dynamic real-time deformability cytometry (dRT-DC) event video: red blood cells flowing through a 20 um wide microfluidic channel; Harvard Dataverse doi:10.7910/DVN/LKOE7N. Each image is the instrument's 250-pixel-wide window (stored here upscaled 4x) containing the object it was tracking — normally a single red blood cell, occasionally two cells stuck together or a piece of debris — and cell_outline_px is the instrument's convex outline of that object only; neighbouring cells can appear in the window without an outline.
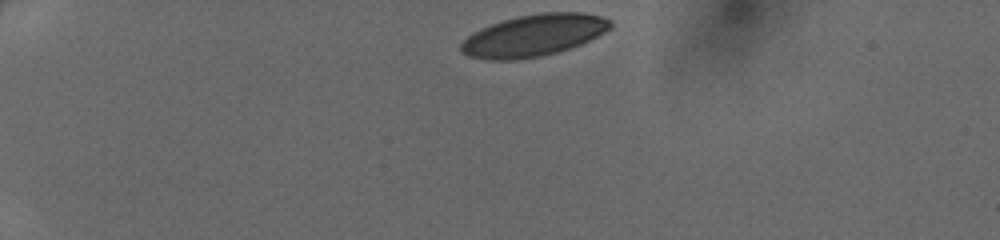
{"species": "human", "species_latin": "Homo sapiens", "temperature_condition": "cold", "stored_images_in_passage": 38, "camera_frame_rate_fps": 3000, "um_per_image_px": 0.085, "donor": {"sex": "female"}, "frame": {"image": 1, "passage_image": 1, "time_ms": 0.0, "image_size_px": [1000, 240], "cell_outline_px": [[612, 28], [580, 44], [556, 52], [540, 56], [520, 60], [488, 60], [468, 56], [460, 52], [460, 44], [472, 32], [480, 28], [504, 20], [520, 16], [540, 12], [580, 12], [600, 16], [612, 20]], "centroid_in_image_um": [45.34, 3.01], "position_along_channel_um": 39.7, "area_um2": 36.3}}
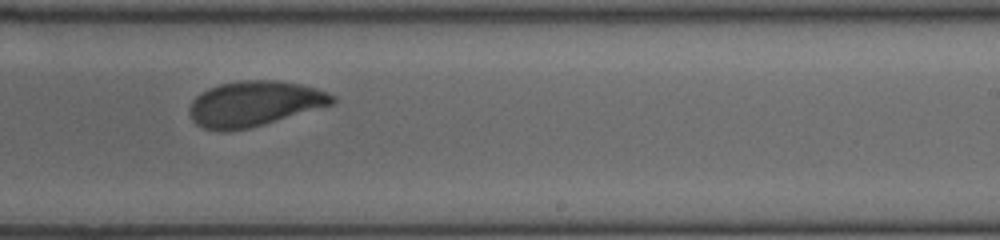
{"frame": {"image": 2, "passage_image": 22, "time_ms": 7.0, "image_size_px": [1000, 240], "cell_outline_px": [[336, 104], [264, 124], [248, 128], [228, 132], [224, 132], [204, 128], [196, 124], [192, 120], [188, 112], [188, 108], [192, 100], [196, 96], [208, 88], [220, 84], [244, 80], [280, 80], [300, 84], [316, 88], [328, 92], [336, 96]], "centroid_in_image_um": [21.64, 8.82], "position_along_channel_um": 267.4, "area_um2": 38.09}}
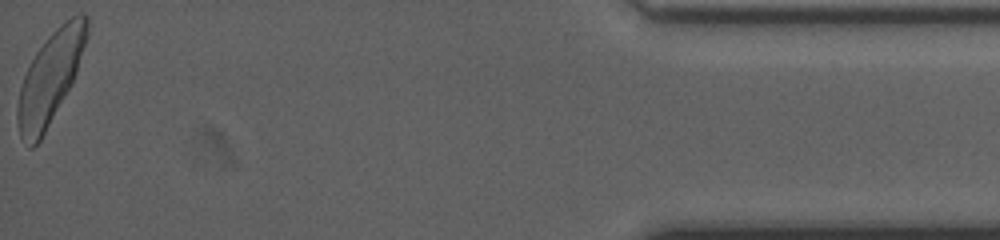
{"frame": {"image": 3, "passage_image": 38, "time_ms": 12.333, "image_size_px": [1000, 240], "cell_outline_px": [[88, 36], [76, 72], [68, 88], [40, 140], [32, 148], [28, 148], [20, 136], [16, 116], [16, 108], [20, 88], [24, 76], [36, 52], [48, 36], [60, 24], [76, 12], [80, 12], [88, 16]], "centroid_in_image_um": [4.26, 6.57], "position_along_channel_um": 430.9, "area_um2": 36.41}}